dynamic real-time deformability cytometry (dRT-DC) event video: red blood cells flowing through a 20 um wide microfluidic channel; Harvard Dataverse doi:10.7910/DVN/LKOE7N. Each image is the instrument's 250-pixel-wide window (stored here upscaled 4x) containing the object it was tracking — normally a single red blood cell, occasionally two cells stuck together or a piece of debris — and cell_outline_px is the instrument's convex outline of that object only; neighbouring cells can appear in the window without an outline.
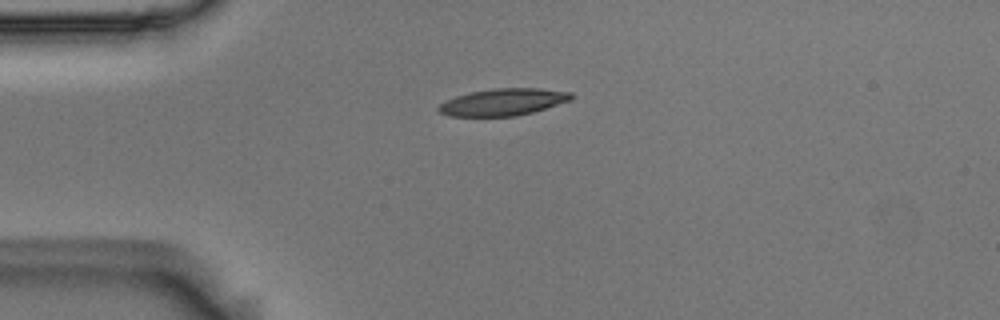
{"species": "Egyptian fruit bat (a non-hibernating species)", "species_latin": "Rousettus aegyptiacus", "temperature_condition": "room temperature", "stored_images_in_passage": 3, "camera_frame_rate_fps": 3000, "um_per_image_px": 0.085, "animal": {"sex": "male"}, "frame": {"image": 1, "passage_image": 1, "time_ms": 0.0, "image_size_px": [1000, 320], "cell_outline_px": [[572, 100], [532, 112], [516, 116], [448, 116], [440, 112], [436, 108], [440, 104], [456, 96], [472, 92], [496, 88], [536, 88], [572, 92]], "centroid_in_image_um": [42.77, 8.68], "position_along_channel_um": 42.2, "area_um2": 20.63}}
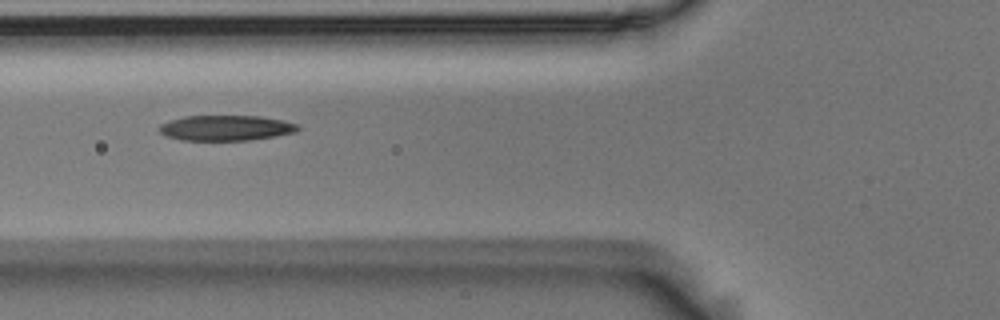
{"frame": {"image": 2, "passage_image": 3, "time_ms": 0.667, "image_size_px": [1000, 320], "cell_outline_px": [[300, 128], [296, 132], [276, 136], [252, 140], [180, 140], [164, 136], [160, 132], [160, 124], [168, 120], [184, 116], [260, 116], [284, 120], [300, 124]], "centroid_in_image_um": [19.22, 10.87], "position_along_channel_um": 106.6, "area_um2": 20.75}}